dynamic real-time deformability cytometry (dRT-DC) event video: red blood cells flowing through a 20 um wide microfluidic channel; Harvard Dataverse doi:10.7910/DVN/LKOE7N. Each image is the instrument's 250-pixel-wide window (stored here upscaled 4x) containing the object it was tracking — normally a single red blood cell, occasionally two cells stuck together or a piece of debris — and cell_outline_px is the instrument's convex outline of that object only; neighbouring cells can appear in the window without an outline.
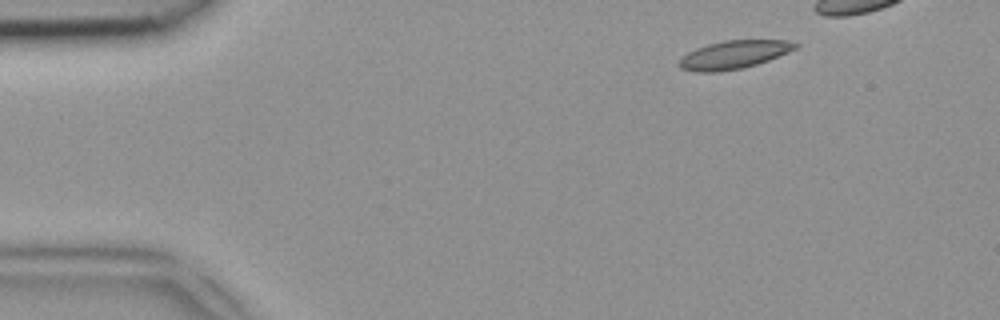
{"species": "common noctule bat (a hibernating species)", "species_latin": "Nyctalus noctula", "temperature_condition": "room temperature", "stored_images_in_passage": 11, "camera_frame_rate_fps": 3000, "um_per_image_px": 0.085, "animal": {"sex": "female", "body_mass_g": 18.4}, "frame": {"image": 1, "passage_image": 5, "time_ms": 1.333, "image_size_px": [1000, 320], "cell_outline_px": [[800, 44], [796, 48], [788, 52], [768, 60], [744, 68], [716, 72], [696, 72], [680, 68], [676, 64], [688, 52], [696, 48], [708, 44], [724, 40], [784, 40]], "centroid_in_image_um": [62.35, 4.65], "position_along_channel_um": 22.7, "area_um2": 19.02}}